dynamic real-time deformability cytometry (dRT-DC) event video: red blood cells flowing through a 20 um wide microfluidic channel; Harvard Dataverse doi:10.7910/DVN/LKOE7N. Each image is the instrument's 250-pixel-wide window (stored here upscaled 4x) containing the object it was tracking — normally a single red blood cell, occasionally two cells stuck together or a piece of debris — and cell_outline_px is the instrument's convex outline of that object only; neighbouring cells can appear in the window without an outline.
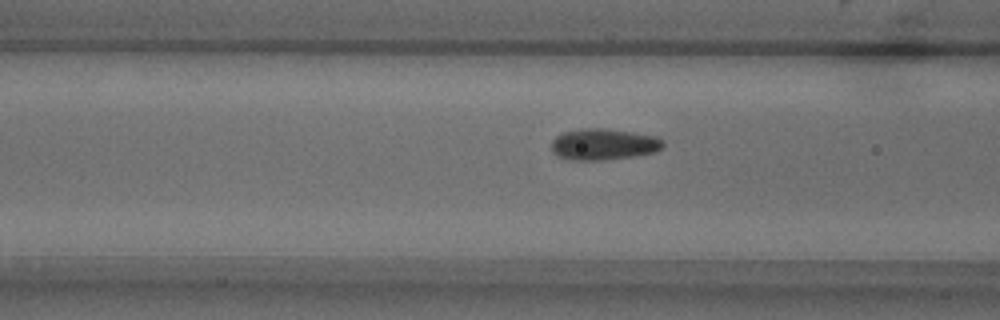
{"species": "common noctule bat (a hibernating species)", "species_latin": "Nyctalus noctula", "temperature_condition": "warm", "stored_images_in_passage": 18, "camera_frame_rate_fps": 3000, "um_per_image_px": 0.085, "animal": {"sex": "male", "body_mass_g": 18.8}, "frame": {"image": 1, "passage_image": 16, "time_ms": 5.0, "image_size_px": [1000, 320], "cell_outline_px": [[664, 148], [656, 152], [636, 156], [600, 160], [572, 160], [556, 156], [552, 152], [552, 140], [556, 136], [564, 132], [580, 128], [604, 128], [632, 132], [656, 136], [664, 140]], "centroid_in_image_um": [51.33, 12.26], "position_along_channel_um": 115.3, "area_um2": 20.63}}